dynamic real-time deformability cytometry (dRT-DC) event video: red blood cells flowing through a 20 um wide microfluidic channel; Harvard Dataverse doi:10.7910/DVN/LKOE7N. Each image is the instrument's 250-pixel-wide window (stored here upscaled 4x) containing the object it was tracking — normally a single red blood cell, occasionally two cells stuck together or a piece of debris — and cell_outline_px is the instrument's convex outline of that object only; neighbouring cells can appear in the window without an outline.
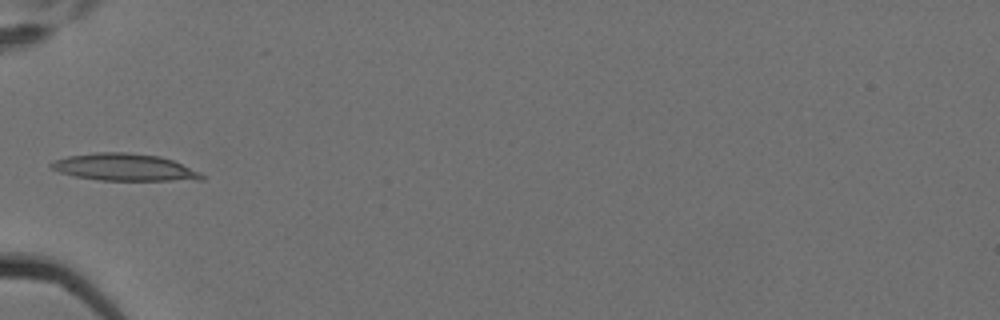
{"species": "Egyptian fruit bat (a non-hibernating species)", "species_latin": "Rousettus aegyptiacus", "temperature_condition": "cold", "stored_images_in_passage": 8, "camera_frame_rate_fps": 3000, "um_per_image_px": 0.085, "animal": {"sex": "female"}, "frame": {"image": 1, "passage_image": 5, "time_ms": 1.333, "image_size_px": [1000, 320], "cell_outline_px": [[208, 176], [204, 180], [100, 180], [76, 176], [60, 172], [52, 168], [48, 164], [52, 160], [68, 156], [96, 152], [128, 152], [160, 156], [172, 160], [200, 172]], "centroid_in_image_um": [10.6, 14.21], "position_along_channel_um": 74.4, "area_um2": 23.81}}
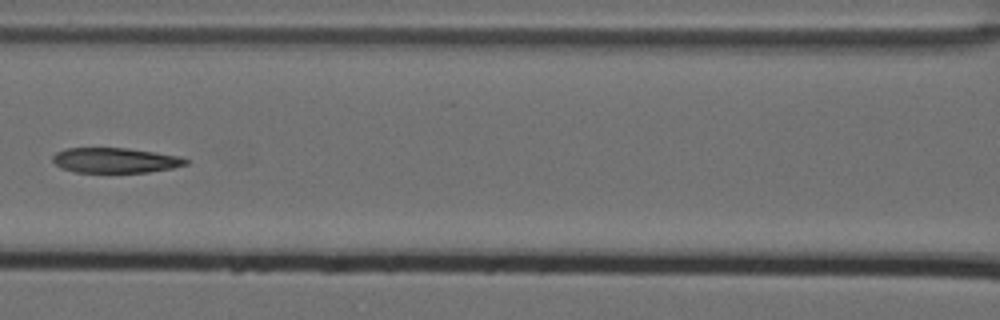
{"frame": {"image": 2, "passage_image": 7, "time_ms": 2.0, "image_size_px": [1000, 320], "cell_outline_px": [[188, 164], [172, 168], [148, 172], [76, 172], [60, 168], [52, 160], [52, 156], [56, 152], [64, 148], [128, 148], [180, 156], [188, 160]], "centroid_in_image_um": [9.77, 13.62], "position_along_channel_um": 156.8, "area_um2": 19.48}}
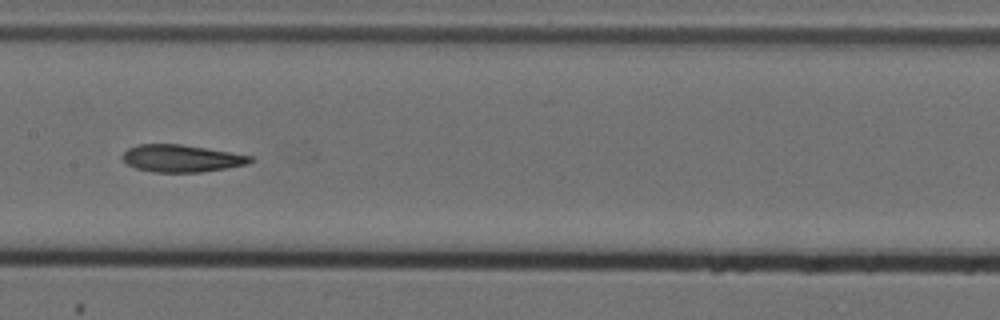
{"frame": {"image": 3, "passage_image": 8, "time_ms": 2.333, "image_size_px": [1000, 320], "cell_outline_px": [[256, 160], [248, 164], [200, 172], [152, 172], [136, 168], [128, 164], [120, 156], [128, 148], [136, 144], [180, 144], [252, 156]], "centroid_in_image_um": [15.4, 13.46], "position_along_channel_um": 192.0, "area_um2": 20.17}}